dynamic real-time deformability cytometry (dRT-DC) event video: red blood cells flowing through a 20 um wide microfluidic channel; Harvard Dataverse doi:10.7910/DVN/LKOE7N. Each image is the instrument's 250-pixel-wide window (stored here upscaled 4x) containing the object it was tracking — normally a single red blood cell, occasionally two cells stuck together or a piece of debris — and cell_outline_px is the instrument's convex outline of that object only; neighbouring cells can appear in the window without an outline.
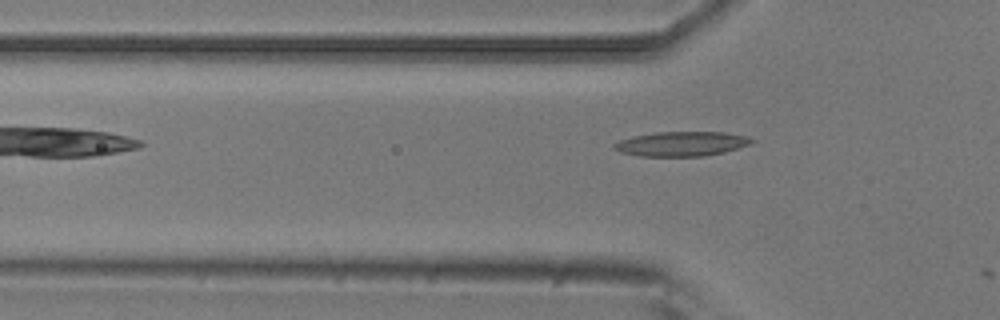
{"species": "common noctule bat (a hibernating species)", "species_latin": "Nyctalus noctula", "temperature_condition": "room temperature", "stored_images_in_passage": 2, "camera_frame_rate_fps": 3000, "um_per_image_px": 0.085, "animal": {"sex": "male", "body_mass_g": 20.5, "forearm_length_mm": 52.5}, "frame": {"image": 1, "passage_image": 2, "time_ms": 0.333, "image_size_px": [1000, 320], "cell_outline_px": [[756, 140], [752, 144], [724, 152], [704, 156], [640, 156], [620, 152], [612, 148], [612, 144], [620, 140], [632, 136], [656, 132], [724, 132], [748, 136]], "centroid_in_image_um": [57.94, 12.22], "position_along_channel_um": 67.9, "area_um2": 19.88}}